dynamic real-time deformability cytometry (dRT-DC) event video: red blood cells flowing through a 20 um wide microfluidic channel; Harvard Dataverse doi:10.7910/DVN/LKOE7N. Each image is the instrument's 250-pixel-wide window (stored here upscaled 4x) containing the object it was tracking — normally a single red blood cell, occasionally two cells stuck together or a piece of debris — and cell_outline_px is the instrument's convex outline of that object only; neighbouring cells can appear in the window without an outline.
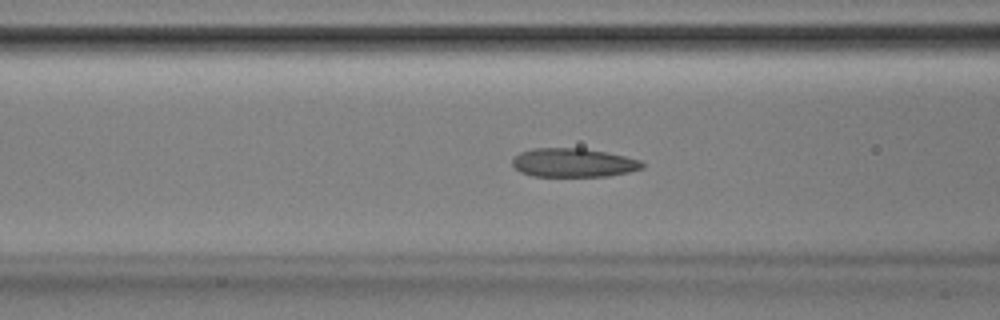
{"species": "Egyptian fruit bat (a non-hibernating species)", "species_latin": "Rousettus aegyptiacus", "temperature_condition": "room temperature", "stored_images_in_passage": 51, "camera_frame_rate_fps": 3000, "um_per_image_px": 0.085, "animal": {"sex": "male"}, "frame": {"image": 1, "passage_image": 19, "time_ms": 6.0, "image_size_px": [1000, 320], "cell_outline_px": [[644, 168], [628, 172], [608, 176], [532, 176], [520, 172], [512, 164], [512, 160], [520, 152], [532, 148], [584, 148], [624, 156], [640, 160], [644, 164]], "centroid_in_image_um": [48.73, 13.83], "position_along_channel_um": 117.9, "area_um2": 21.73}}
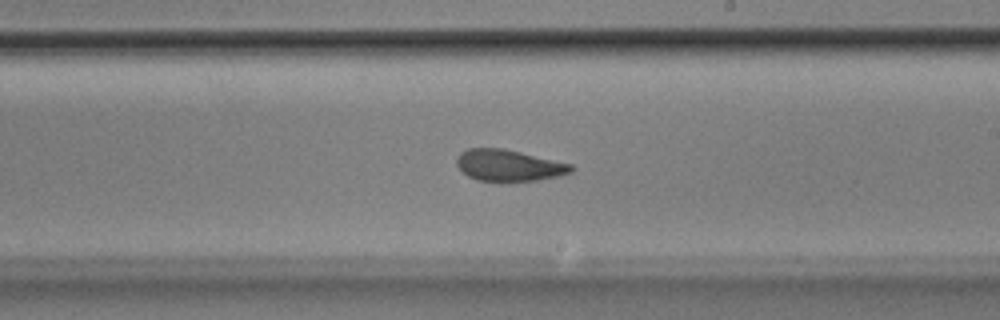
{"frame": {"image": 2, "passage_image": 29, "time_ms": 9.333, "image_size_px": [1000, 320], "cell_outline_px": [[576, 168], [572, 172], [564, 176], [536, 180], [500, 184], [476, 180], [468, 176], [456, 164], [456, 156], [460, 152], [468, 148], [504, 148], [572, 164]], "centroid_in_image_um": [43.27, 14.1], "position_along_channel_um": 245.7, "area_um2": 21.85}}
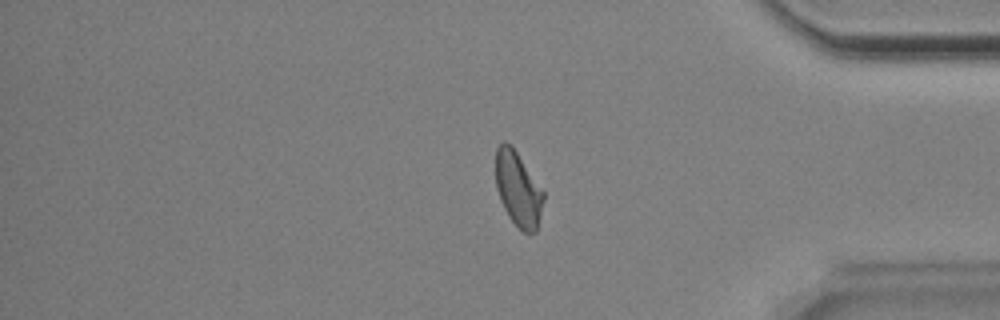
{"frame": {"image": 3, "passage_image": 42, "time_ms": 13.667, "image_size_px": [1000, 320], "cell_outline_px": [[544, 200], [536, 232], [524, 232], [508, 216], [500, 200], [496, 188], [496, 148], [504, 140], [512, 144], [544, 192]], "centroid_in_image_um": [44.03, 16.03], "position_along_channel_um": 391.2, "area_um2": 20.75}, "authors_computed_cell_mechanics": {"area_um2": 21.7328, "velocity_mm_per_s": 3.8508, "shape_relaxation_time_tau1_ms": 7.1466, "shape_relaxation_time_tau2_ms": 1.5658, "deformation_change_tau1": 0.1754, "deformation_change_tau2": 0.066}}